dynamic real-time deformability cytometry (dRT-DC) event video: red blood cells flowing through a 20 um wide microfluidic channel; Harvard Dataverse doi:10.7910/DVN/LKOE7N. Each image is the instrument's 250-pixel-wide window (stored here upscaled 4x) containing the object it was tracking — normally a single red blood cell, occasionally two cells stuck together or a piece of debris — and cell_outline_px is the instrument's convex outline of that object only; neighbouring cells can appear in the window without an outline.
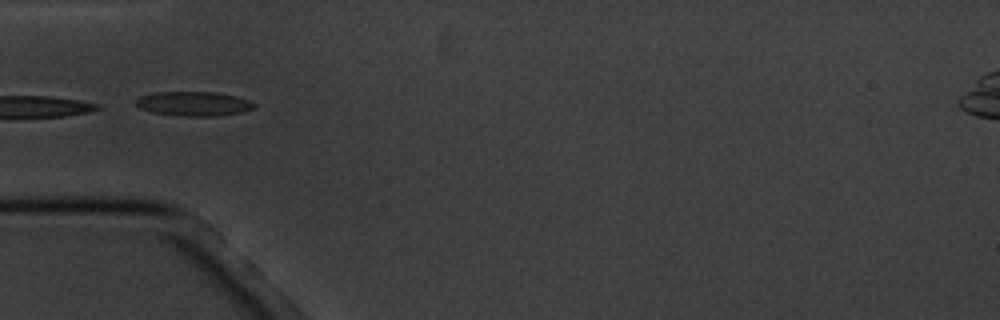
{"species": "common noctule bat (a hibernating species)", "species_latin": "Nyctalus noctula", "temperature_condition": "cold", "stored_images_in_passage": 16, "camera_frame_rate_fps": 3000, "um_per_image_px": 0.085, "animal": {"sex": "male", "body_mass_g": 20.1, "forearm_length_mm": 53.5}, "frame": {"image": 1, "passage_image": 5, "time_ms": 4.667, "image_size_px": [1000, 320], "cell_outline_px": [[256, 108], [244, 112], [216, 116], [180, 116], [152, 112], [140, 108], [136, 104], [136, 100], [140, 96], [156, 92], [216, 92], [236, 96], [248, 100], [256, 104]], "centroid_in_image_um": [16.5, 8.82], "position_along_channel_um": 68.5, "area_um2": 16.88}, "authors_computed_cell_mechanics": {"area_um2": 18.6405, "velocity_mm_per_s": 3.4353, "shape_relaxation_time_tau1_ms": 6.2394, "shape_relaxation_time_tau2_ms": 5.1834, "deformation_change_tau1": 0.1441, "deformation_change_tau2": 0.1133}}